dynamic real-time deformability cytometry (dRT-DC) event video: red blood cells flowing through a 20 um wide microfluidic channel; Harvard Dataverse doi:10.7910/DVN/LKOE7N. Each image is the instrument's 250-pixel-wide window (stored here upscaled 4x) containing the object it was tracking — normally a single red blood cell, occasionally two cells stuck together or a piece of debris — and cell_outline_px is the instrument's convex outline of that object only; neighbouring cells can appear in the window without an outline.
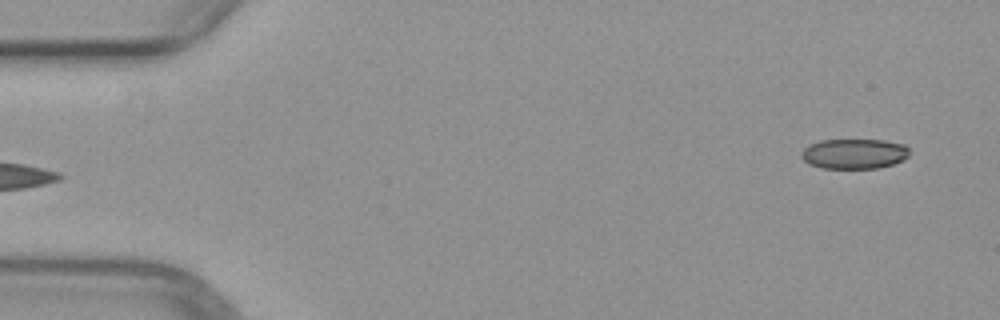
{"species": "common noctule bat (a hibernating species)", "species_latin": "Nyctalus noctula", "temperature_condition": "warm", "stored_images_in_passage": 4, "segment_of_instrument_passage": [2, 2], "camera_frame_rate_fps": 3000, "um_per_image_px": 0.085, "animal": {"sex": "female", "body_mass_g": 29.2, "forearm_length_mm": 56.3}, "frame": {"image": 1, "passage_image": 4, "time_ms": 3.667, "image_size_px": [1000, 320], "cell_outline_px": [[912, 152], [904, 160], [880, 168], [820, 168], [808, 164], [800, 156], [800, 152], [804, 148], [820, 140], [884, 140], [904, 144]], "centroid_in_image_um": [72.62, 13.07], "position_along_channel_um": 12.4, "area_um2": 19.13}}